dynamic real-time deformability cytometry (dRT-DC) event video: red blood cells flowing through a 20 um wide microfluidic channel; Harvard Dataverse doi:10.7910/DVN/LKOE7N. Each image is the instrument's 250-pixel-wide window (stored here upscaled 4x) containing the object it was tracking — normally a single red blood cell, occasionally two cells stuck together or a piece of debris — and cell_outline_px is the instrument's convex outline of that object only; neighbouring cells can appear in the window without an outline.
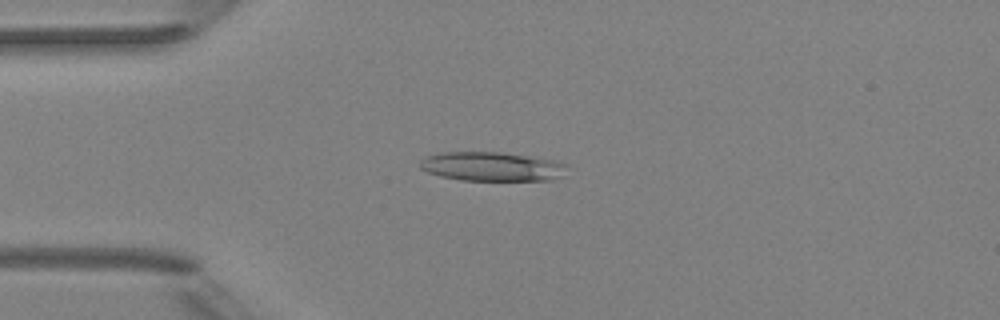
{"species": "Egyptian fruit bat (a non-hibernating species)", "species_latin": "Rousettus aegyptiacus", "temperature_condition": "room temperature", "stored_images_in_passage": 5, "camera_frame_rate_fps": 3000, "um_per_image_px": 0.085, "animal": {"sex": "female"}, "frame": {"image": 1, "passage_image": 5, "time_ms": 5.667, "image_size_px": [1000, 320], "cell_outline_px": [[564, 164], [560, 176], [552, 180], [460, 180], [440, 176], [428, 172], [420, 168], [420, 160], [428, 156], [444, 152], [500, 152], [552, 160]], "centroid_in_image_um": [41.72, 14.16], "position_along_channel_um": 43.3, "area_um2": 24.39}}